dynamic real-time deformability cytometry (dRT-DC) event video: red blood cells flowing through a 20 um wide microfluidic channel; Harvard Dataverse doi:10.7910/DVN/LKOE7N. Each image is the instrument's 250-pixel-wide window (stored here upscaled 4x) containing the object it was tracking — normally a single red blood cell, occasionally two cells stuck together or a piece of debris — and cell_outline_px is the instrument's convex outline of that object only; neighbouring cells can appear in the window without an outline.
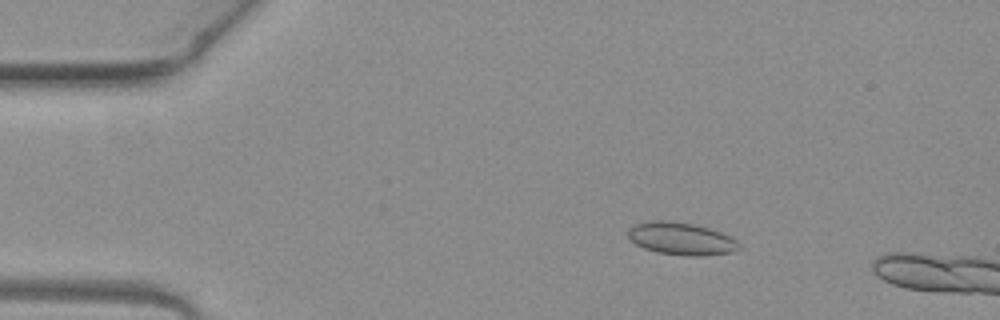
{"species": "common noctule bat (a hibernating species)", "species_latin": "Nyctalus noctula", "temperature_condition": "warm", "stored_images_in_passage": 3, "camera_frame_rate_fps": 3000, "um_per_image_px": 0.085, "animal": {"sex": "female", "body_mass_g": 19.3, "forearm_length_mm": 54.1}, "frame": {"image": 1, "passage_image": 2, "time_ms": 0.333, "image_size_px": [1000, 320], "cell_outline_px": [[740, 248], [732, 252], [704, 256], [688, 256], [656, 252], [644, 248], [636, 244], [628, 236], [628, 228], [636, 224], [652, 220], [668, 220], [692, 224], [708, 228], [720, 232], [736, 240], [740, 244]], "centroid_in_image_um": [57.89, 20.29], "position_along_channel_um": 27.1, "area_um2": 20.92}}